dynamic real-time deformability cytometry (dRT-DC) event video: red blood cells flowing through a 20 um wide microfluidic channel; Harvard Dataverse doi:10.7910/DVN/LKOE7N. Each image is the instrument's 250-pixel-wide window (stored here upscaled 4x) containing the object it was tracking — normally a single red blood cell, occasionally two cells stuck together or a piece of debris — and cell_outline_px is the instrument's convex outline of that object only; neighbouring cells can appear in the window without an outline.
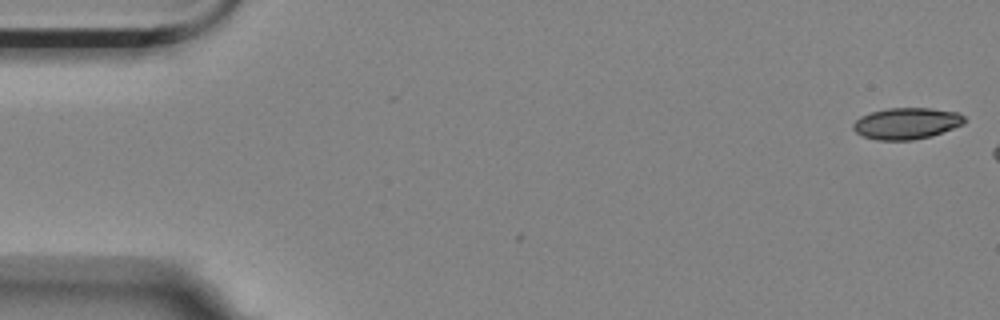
{"species": "Egyptian fruit bat (a non-hibernating species)", "species_latin": "Rousettus aegyptiacus", "temperature_condition": "room temperature", "stored_images_in_passage": 4, "camera_frame_rate_fps": 3000, "um_per_image_px": 0.085, "animal": {"sex": "female"}, "frame": {"image": 1, "passage_image": 1, "time_ms": 0.0, "image_size_px": [1000, 320], "cell_outline_px": [[968, 120], [964, 124], [932, 136], [912, 140], [876, 140], [864, 136], [856, 132], [852, 128], [852, 124], [860, 116], [872, 112], [888, 108], [932, 108], [960, 112]], "centroid_in_image_um": [77.1, 10.48], "position_along_channel_um": 7.9, "area_um2": 20.58}}